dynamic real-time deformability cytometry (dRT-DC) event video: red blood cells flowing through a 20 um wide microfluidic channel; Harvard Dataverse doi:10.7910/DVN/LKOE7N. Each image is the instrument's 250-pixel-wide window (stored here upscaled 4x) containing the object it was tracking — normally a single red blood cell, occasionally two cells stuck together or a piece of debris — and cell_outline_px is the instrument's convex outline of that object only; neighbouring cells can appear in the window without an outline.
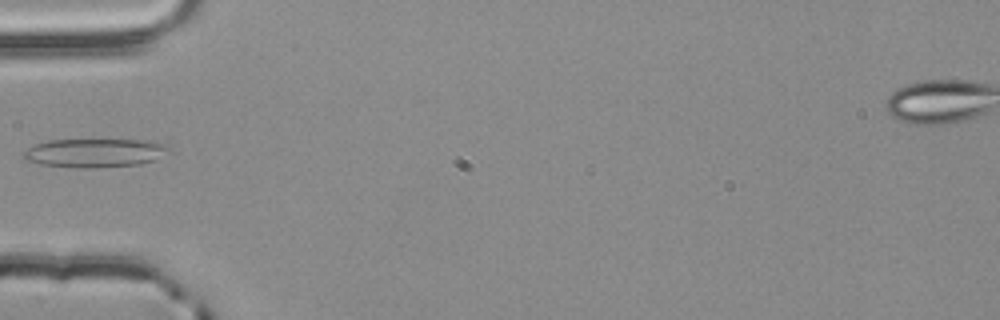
{"species": "common noctule bat (a hibernating species)", "species_latin": "Nyctalus noctula", "temperature_condition": "room temperature", "stored_images_in_passage": 4, "camera_frame_rate_fps": 3000, "um_per_image_px": 0.085, "animal": {"sex": "male", "body_mass_g": 20.4}, "frame": {"image": 1, "passage_image": 4, "time_ms": 1.0, "image_size_px": [1000, 320], "cell_outline_px": [[172, 152], [156, 160], [140, 164], [96, 168], [80, 168], [40, 164], [24, 160], [20, 152], [36, 144], [48, 140], [156, 140], [168, 144]], "centroid_in_image_um": [8.12, 12.99], "position_along_channel_um": 76.9, "area_um2": 24.91}}